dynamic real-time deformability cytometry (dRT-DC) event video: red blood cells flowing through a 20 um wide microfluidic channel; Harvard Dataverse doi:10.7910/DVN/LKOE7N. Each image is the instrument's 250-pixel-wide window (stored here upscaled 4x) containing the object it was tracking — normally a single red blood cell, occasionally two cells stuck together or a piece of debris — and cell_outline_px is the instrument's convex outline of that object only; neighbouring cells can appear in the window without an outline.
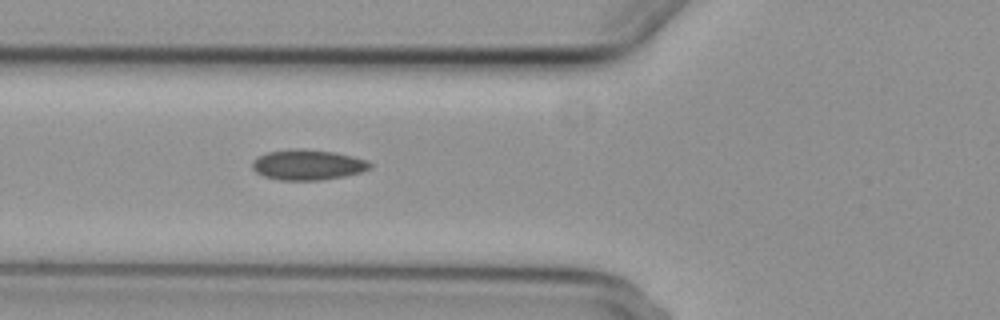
{"species": "common noctule bat (a hibernating species)", "species_latin": "Nyctalus noctula", "temperature_condition": "cold", "stored_images_in_passage": 6, "camera_frame_rate_fps": 3000, "um_per_image_px": 0.085, "animal": {"sex": "female", "body_mass_g": 29.2, "forearm_length_mm": 56.3}, "frame": {"image": 1, "passage_image": 6, "time_ms": 6.667, "image_size_px": [1000, 320], "cell_outline_px": [[372, 168], [360, 172], [344, 176], [320, 180], [280, 180], [264, 176], [256, 172], [252, 168], [252, 160], [268, 152], [296, 148], [332, 152], [352, 156], [368, 160], [372, 164]], "centroid_in_image_um": [26.17, 14.01], "position_along_channel_um": 99.6, "area_um2": 20.69}}